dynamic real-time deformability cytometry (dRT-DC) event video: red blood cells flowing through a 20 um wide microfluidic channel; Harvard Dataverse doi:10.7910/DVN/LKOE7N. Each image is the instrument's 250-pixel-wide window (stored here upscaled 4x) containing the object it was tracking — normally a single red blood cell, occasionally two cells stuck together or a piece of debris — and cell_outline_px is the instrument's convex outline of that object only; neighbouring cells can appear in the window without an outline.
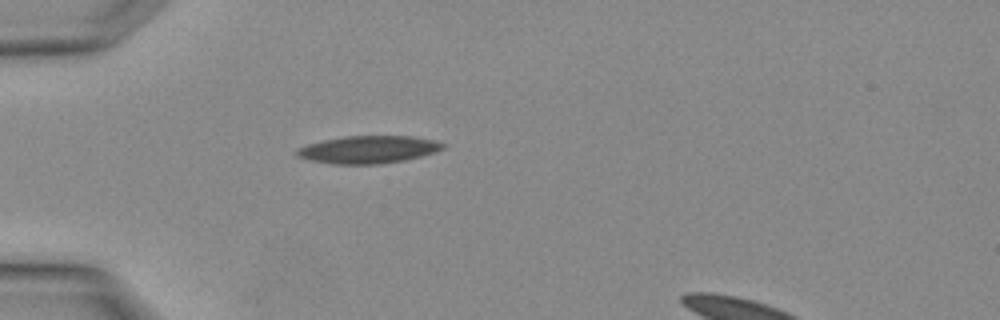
{"species": "Egyptian fruit bat (a non-hibernating species)", "species_latin": "Rousettus aegyptiacus", "temperature_condition": "warm", "stored_images_in_passage": 4, "segment_of_instrument_passage": [1, 2], "camera_frame_rate_fps": 3000, "um_per_image_px": 0.085, "animal": {"sex": "female"}, "frame": {"image": 1, "passage_image": 3, "time_ms": 0.667, "image_size_px": [1000, 320], "cell_outline_px": [[448, 144], [444, 148], [436, 152], [404, 160], [380, 164], [332, 164], [312, 160], [296, 156], [296, 148], [308, 144], [324, 140], [344, 136], [412, 136], [436, 140]], "centroid_in_image_um": [31.34, 12.7], "position_along_channel_um": 53.7, "area_um2": 23.52}}